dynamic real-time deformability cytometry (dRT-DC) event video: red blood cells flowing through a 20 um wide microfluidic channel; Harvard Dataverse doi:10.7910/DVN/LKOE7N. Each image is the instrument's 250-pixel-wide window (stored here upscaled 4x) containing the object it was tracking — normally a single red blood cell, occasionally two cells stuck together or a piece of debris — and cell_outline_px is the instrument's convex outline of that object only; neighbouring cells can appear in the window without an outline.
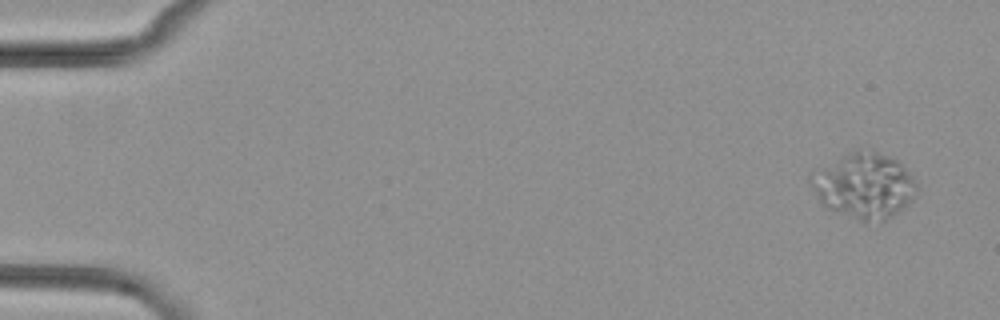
{"species": "common noctule bat (a hibernating species)", "species_latin": "Nyctalus noctula", "temperature_condition": "cold", "stored_images_in_passage": 6, "camera_frame_rate_fps": 3000, "um_per_image_px": 0.085, "animal": {"sex": "female", "body_mass_g": 29.2, "forearm_length_mm": 56.3}, "frame": {"image": 1, "passage_image": 1, "time_ms": 0.0, "image_size_px": [1000, 320], "cell_outline_px": [[916, 188], [912, 200], [908, 204], [892, 216], [884, 220], [864, 224], [828, 208], [820, 204], [808, 176], [812, 168], [856, 148], [872, 148], [896, 160], [908, 172], [916, 184]], "centroid_in_image_um": [73.37, 15.75], "position_along_channel_um": 11.6, "area_um2": 41.27}}
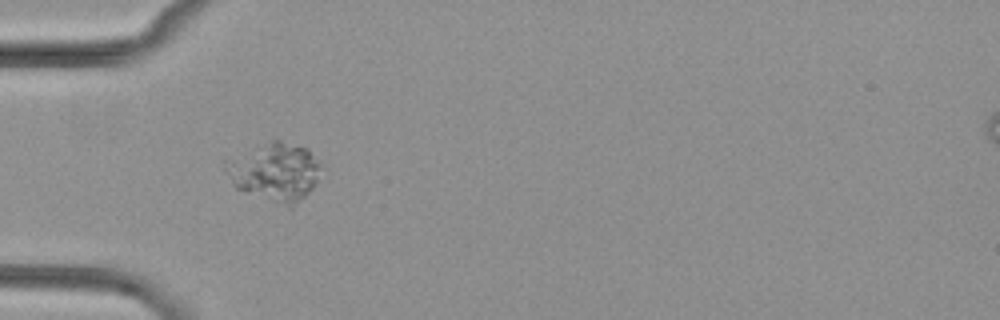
{"frame": {"image": 2, "passage_image": 5, "time_ms": 5.0, "image_size_px": [1000, 320], "cell_outline_px": [[320, 164], [316, 180], [312, 188], [292, 208], [288, 208], [244, 192], [236, 188], [232, 184], [224, 168], [224, 160], [276, 136], [308, 148]], "centroid_in_image_um": [23.32, 14.57], "position_along_channel_um": 61.7, "area_um2": 33.06}}
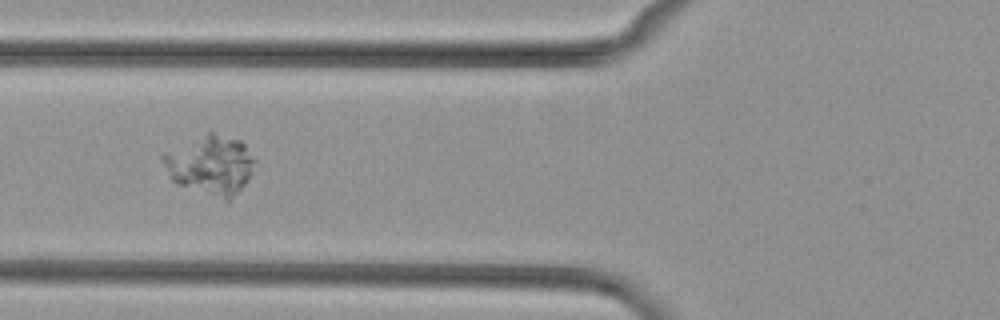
{"frame": {"image": 3, "passage_image": 6, "time_ms": 6.333, "image_size_px": [1000, 320], "cell_outline_px": [[256, 160], [252, 172], [248, 180], [228, 204], [176, 184], [172, 180], [160, 160], [160, 156], [164, 152], [208, 132], [212, 132], [240, 140], [244, 144]], "centroid_in_image_um": [17.89, 14.08], "position_along_channel_um": 107.9, "area_um2": 32.31}}